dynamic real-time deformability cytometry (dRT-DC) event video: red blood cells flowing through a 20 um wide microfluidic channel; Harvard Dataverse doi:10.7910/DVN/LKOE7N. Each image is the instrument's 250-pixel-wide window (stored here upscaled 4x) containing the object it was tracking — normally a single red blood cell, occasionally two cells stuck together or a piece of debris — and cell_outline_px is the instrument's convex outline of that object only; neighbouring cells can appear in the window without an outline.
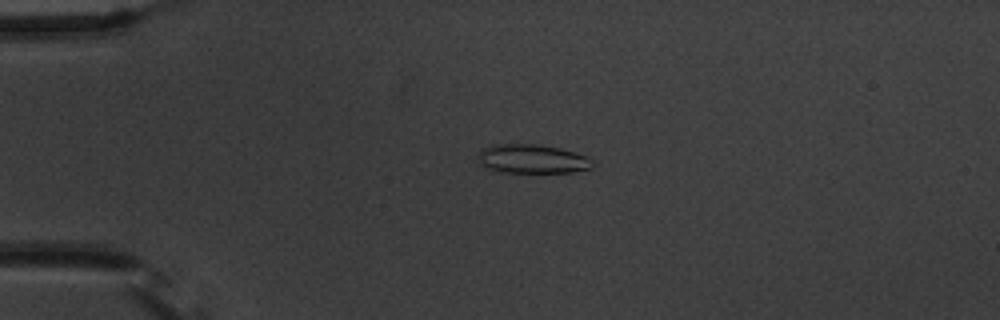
{"species": "common noctule bat (a hibernating species)", "species_latin": "Nyctalus noctula", "temperature_condition": "warm", "stored_images_in_passage": 40, "camera_frame_rate_fps": 3000, "um_per_image_px": 0.085, "animal": {"sex": "male", "body_mass_g": 20.1, "forearm_length_mm": 53.5}, "frame": {"image": 1, "passage_image": 5, "time_ms": 1.333, "image_size_px": [1000, 320], "cell_outline_px": [[596, 164], [592, 168], [572, 172], [496, 172], [480, 164], [476, 160], [480, 148], [492, 144], [540, 144], [560, 148], [588, 156]], "centroid_in_image_um": [45.21, 13.5], "position_along_channel_um": 39.8, "area_um2": 19.77}}
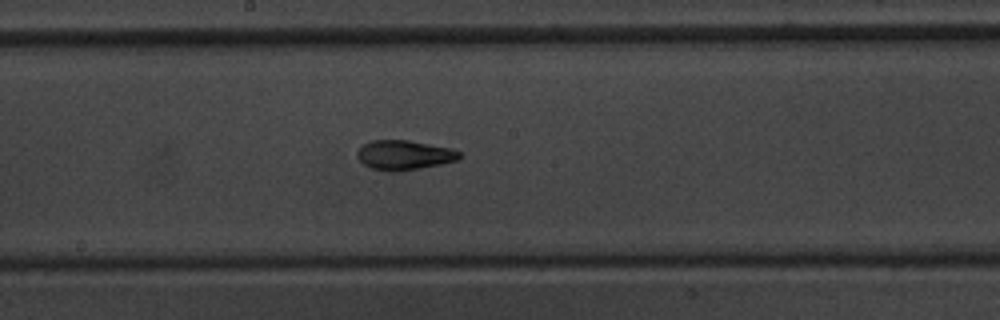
{"frame": {"image": 2, "passage_image": 22, "time_ms": 7.0, "image_size_px": [1000, 320], "cell_outline_px": [[460, 160], [420, 168], [396, 172], [388, 172], [372, 168], [364, 164], [356, 156], [356, 152], [364, 144], [372, 140], [408, 140], [452, 148], [460, 152]], "centroid_in_image_um": [34.36, 13.18], "position_along_channel_um": 213.8, "area_um2": 17.69}}
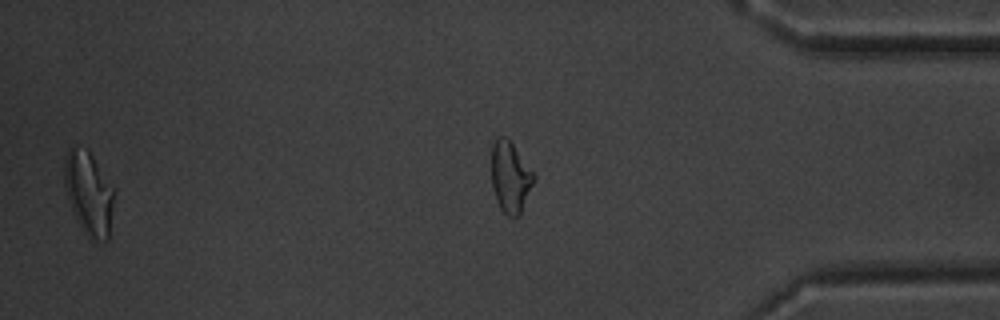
{"frame": {"image": 3, "passage_image": 38, "time_ms": 12.333, "image_size_px": [1000, 320], "cell_outline_px": [[116, 188], [108, 240], [92, 240], [84, 232], [72, 208], [64, 184], [64, 160], [68, 148], [88, 148]], "centroid_in_image_um": [7.59, 16.37], "position_along_channel_um": 427.6, "area_um2": 24.33}, "authors_computed_cell_mechanics": {"area_um2": 17.629, "velocity_mm_per_s": 3.6915, "shape_relaxation_time_tau1_ms": 6.2701, "shape_relaxation_time_tau2_ms": 3.0082, "deformation_change_tau1": 0.1868, "deformation_change_tau2": 0.0726}}